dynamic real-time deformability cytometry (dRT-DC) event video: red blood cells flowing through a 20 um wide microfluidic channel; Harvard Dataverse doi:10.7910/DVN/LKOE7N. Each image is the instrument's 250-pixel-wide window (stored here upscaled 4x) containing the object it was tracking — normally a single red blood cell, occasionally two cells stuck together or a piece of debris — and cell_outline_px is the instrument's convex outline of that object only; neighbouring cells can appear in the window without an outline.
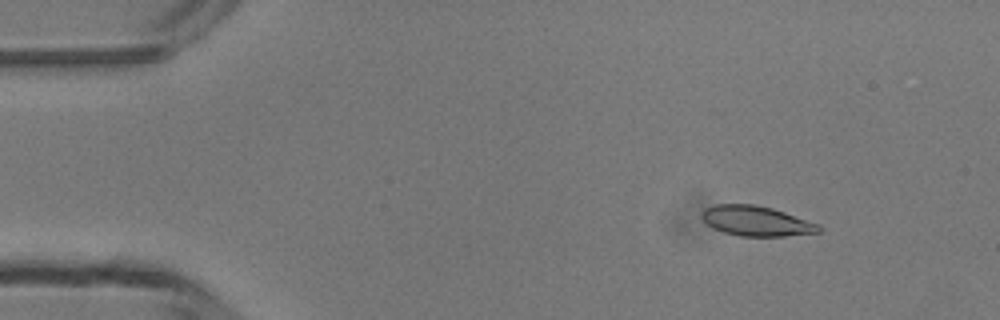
{"species": "common noctule bat (a hibernating species)", "species_latin": "Nyctalus noctula", "temperature_condition": "room temperature", "stored_images_in_passage": 48, "camera_frame_rate_fps": 3000, "um_per_image_px": 0.085, "animal": {"sex": "male", "body_mass_g": 13.3}, "frame": {"image": 1, "passage_image": 6, "time_ms": 1.667, "image_size_px": [1000, 320], "cell_outline_px": [[824, 228], [820, 232], [784, 236], [740, 236], [724, 232], [712, 228], [700, 216], [704, 208], [716, 204], [756, 204], [772, 208], [820, 224]], "centroid_in_image_um": [64.3, 18.78], "position_along_channel_um": 20.7, "area_um2": 20.58}}
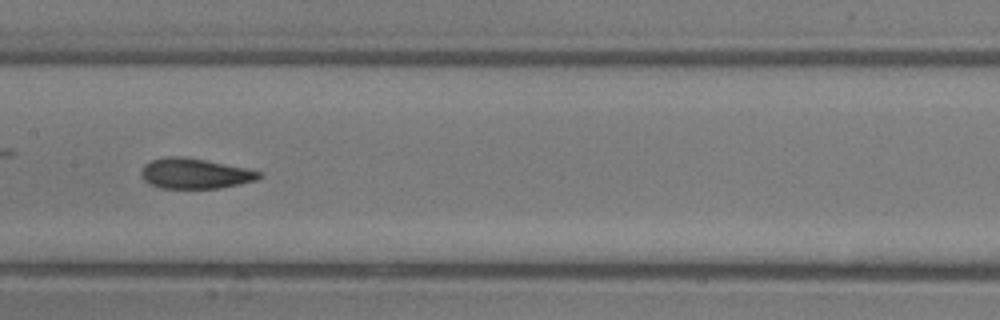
{"frame": {"image": 2, "passage_image": 24, "time_ms": 7.667, "image_size_px": [1000, 320], "cell_outline_px": [[264, 176], [256, 180], [240, 184], [220, 188], [160, 188], [148, 184], [144, 180], [140, 172], [144, 164], [152, 160], [168, 156], [184, 156], [264, 172]], "centroid_in_image_um": [16.56, 14.75], "position_along_channel_um": 190.8, "area_um2": 20.87}}
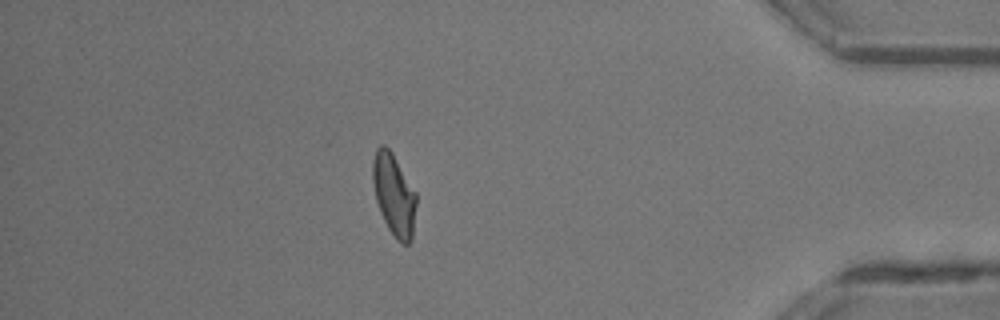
{"frame": {"image": 3, "passage_image": 42, "time_ms": 13.667, "image_size_px": [1000, 320], "cell_outline_px": [[416, 204], [412, 240], [408, 244], [400, 244], [396, 240], [388, 228], [380, 212], [376, 200], [372, 180], [372, 164], [376, 148], [380, 144], [384, 144], [392, 152], [416, 192]], "centroid_in_image_um": [33.48, 16.56], "position_along_channel_um": 401.7, "area_um2": 20.92}, "authors_computed_cell_mechanics": {"area_um2": 20.6346, "velocity_mm_per_s": 4.2589, "shape_relaxation_time_tau1_ms": 5.5178, "shape_relaxation_time_tau2_ms": 1.2823, "deformation_change_tau1": 0.1702, "deformation_change_tau2": 0.075}}